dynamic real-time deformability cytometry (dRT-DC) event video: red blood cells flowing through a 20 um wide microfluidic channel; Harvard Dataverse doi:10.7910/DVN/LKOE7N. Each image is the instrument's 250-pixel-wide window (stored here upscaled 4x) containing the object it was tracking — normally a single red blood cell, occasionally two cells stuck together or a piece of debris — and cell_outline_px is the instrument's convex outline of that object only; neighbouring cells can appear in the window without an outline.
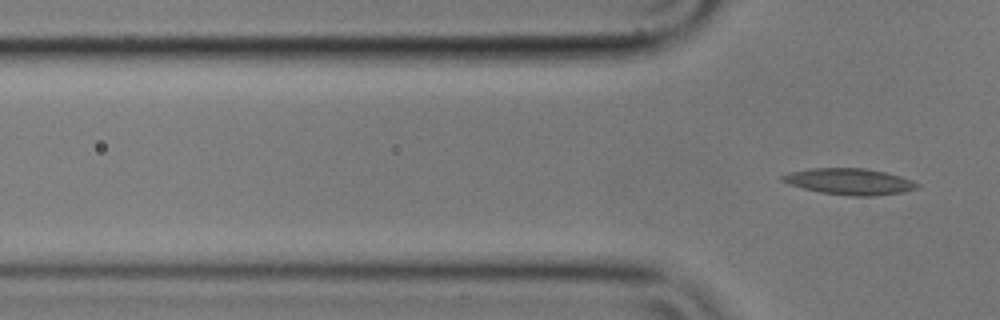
{"species": "common noctule bat (a hibernating species)", "species_latin": "Nyctalus noctula", "temperature_condition": "cold", "stored_images_in_passage": 3, "segment_of_instrument_passage": [2, 2], "camera_frame_rate_fps": 3000, "um_per_image_px": 0.085, "animal": {"sex": "male", "body_mass_g": 17.9}, "frame": {"image": 1, "passage_image": 3, "time_ms": 0.667, "image_size_px": [1000, 320], "cell_outline_px": [[920, 184], [916, 188], [904, 192], [876, 196], [852, 196], [820, 192], [788, 184], [780, 180], [780, 176], [788, 172], [812, 168], [868, 168], [900, 176], [912, 180]], "centroid_in_image_um": [72.19, 15.43], "position_along_channel_um": 53.6, "area_um2": 20.69}}